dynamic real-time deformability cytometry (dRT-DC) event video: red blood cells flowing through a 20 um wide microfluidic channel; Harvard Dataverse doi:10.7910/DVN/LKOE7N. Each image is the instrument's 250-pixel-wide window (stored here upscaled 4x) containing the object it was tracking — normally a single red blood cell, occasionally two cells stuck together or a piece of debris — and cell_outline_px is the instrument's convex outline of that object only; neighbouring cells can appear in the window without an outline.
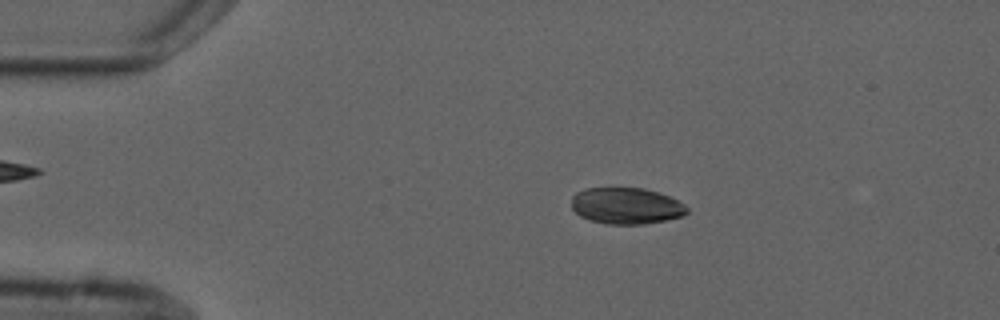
{"species": "common noctule bat (a hibernating species)", "species_latin": "Nyctalus noctula", "temperature_condition": "cold", "stored_images_in_passage": 5, "camera_frame_rate_fps": 3000, "um_per_image_px": 0.085, "animal": {"sex": "male", "forearm_length_mm": 52.5}, "frame": {"image": 1, "passage_image": 3, "time_ms": 2.333, "image_size_px": [1000, 320], "cell_outline_px": [[688, 212], [684, 216], [668, 220], [644, 224], [608, 224], [592, 220], [580, 216], [572, 208], [572, 196], [576, 192], [584, 188], [644, 188], [668, 196], [684, 204], [688, 208]], "centroid_in_image_um": [53.24, 17.5], "position_along_channel_um": 31.8, "area_um2": 24.51}}
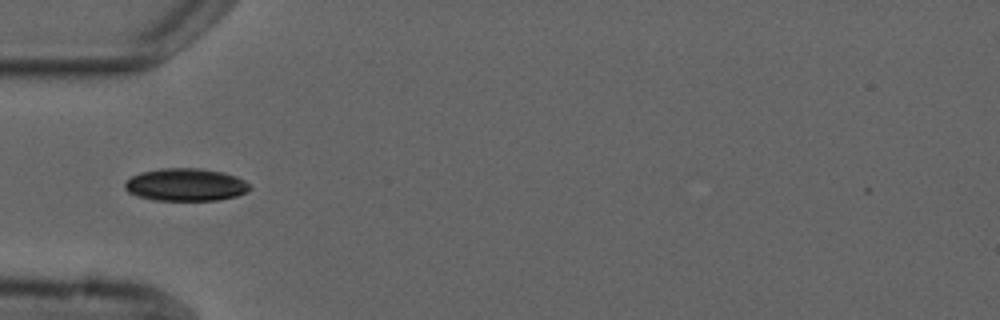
{"frame": {"image": 2, "passage_image": 5, "time_ms": 4.667, "image_size_px": [1000, 320], "cell_outline_px": [[252, 188], [248, 192], [236, 196], [216, 200], [152, 200], [136, 196], [128, 192], [124, 188], [124, 184], [132, 176], [140, 172], [160, 168], [200, 168], [224, 172], [236, 176], [244, 180]], "centroid_in_image_um": [15.78, 15.7], "position_along_channel_um": 69.2, "area_um2": 23.93}}